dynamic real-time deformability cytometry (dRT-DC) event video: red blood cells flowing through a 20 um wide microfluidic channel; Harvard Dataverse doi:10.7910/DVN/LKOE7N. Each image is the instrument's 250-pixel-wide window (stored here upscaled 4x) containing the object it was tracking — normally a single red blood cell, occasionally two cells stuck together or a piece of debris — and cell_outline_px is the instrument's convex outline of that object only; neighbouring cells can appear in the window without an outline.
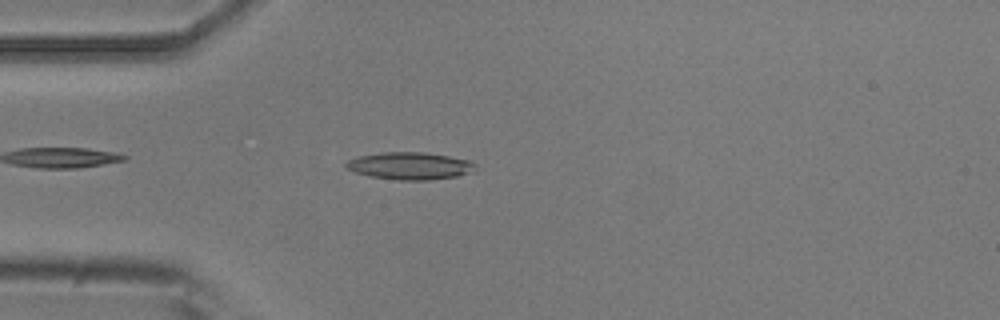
{"species": "common noctule bat (a hibernating species)", "species_latin": "Nyctalus noctula", "temperature_condition": "room temperature", "stored_images_in_passage": 43, "camera_frame_rate_fps": 3000, "um_per_image_px": 0.085, "animal": {"sex": "male", "body_mass_g": 20.5, "forearm_length_mm": 52.5}, "frame": {"image": 1, "passage_image": 5, "time_ms": 1.333, "image_size_px": [1000, 320], "cell_outline_px": [[476, 164], [468, 172], [456, 176], [428, 180], [396, 180], [368, 176], [344, 168], [344, 164], [348, 160], [360, 156], [380, 152], [424, 152], [448, 156], [468, 160]], "centroid_in_image_um": [34.75, 14.09], "position_along_channel_um": 50.2, "area_um2": 20.4}}
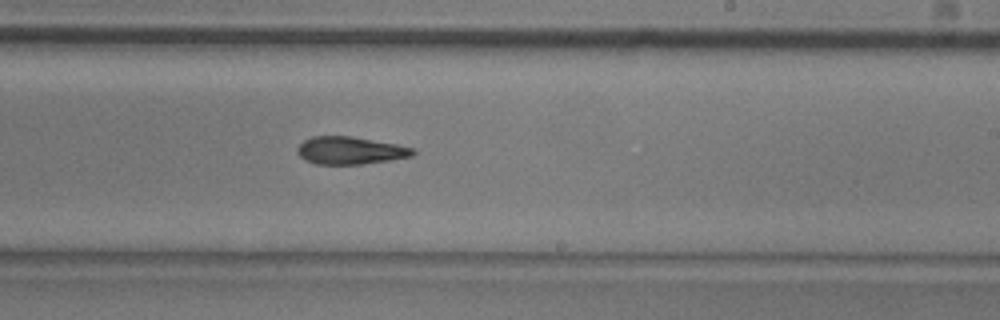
{"frame": {"image": 2, "passage_image": 22, "time_ms": 7.0, "image_size_px": [1000, 320], "cell_outline_px": [[416, 152], [412, 156], [392, 160], [360, 164], [316, 164], [304, 160], [296, 152], [296, 148], [304, 140], [312, 136], [352, 136], [396, 144], [412, 148]], "centroid_in_image_um": [29.74, 12.79], "position_along_channel_um": 259.3, "area_um2": 18.61}}
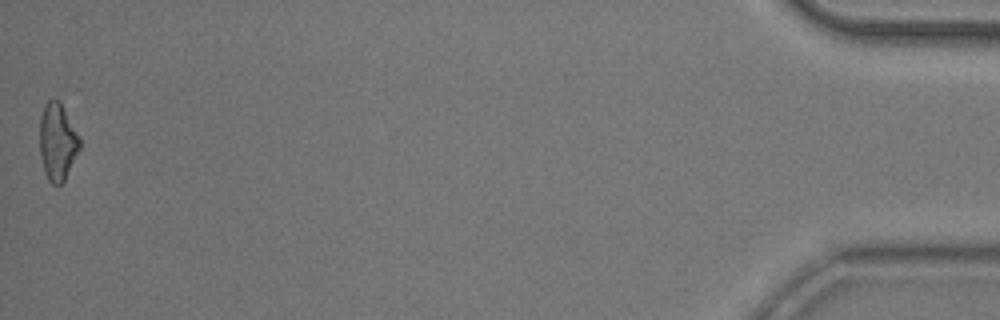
{"frame": {"image": 3, "passage_image": 43, "time_ms": 14.0, "image_size_px": [1000, 320], "cell_outline_px": [[80, 148], [64, 180], [60, 184], [52, 184], [48, 180], [44, 172], [40, 156], [40, 116], [48, 100], [60, 100], [80, 136]], "centroid_in_image_um": [4.89, 12.04], "position_along_channel_um": 430.3, "area_um2": 17.98}, "authors_computed_cell_mechanics": {"area_um2": 18.6694, "velocity_mm_per_s": 3.8526, "shape_relaxation_time_tau1_ms": 4.9702, "shape_relaxation_time_tau2_ms": 7.3686, "deformation_change_tau1": 0.1437, "deformation_change_tau2": 0.1947}}